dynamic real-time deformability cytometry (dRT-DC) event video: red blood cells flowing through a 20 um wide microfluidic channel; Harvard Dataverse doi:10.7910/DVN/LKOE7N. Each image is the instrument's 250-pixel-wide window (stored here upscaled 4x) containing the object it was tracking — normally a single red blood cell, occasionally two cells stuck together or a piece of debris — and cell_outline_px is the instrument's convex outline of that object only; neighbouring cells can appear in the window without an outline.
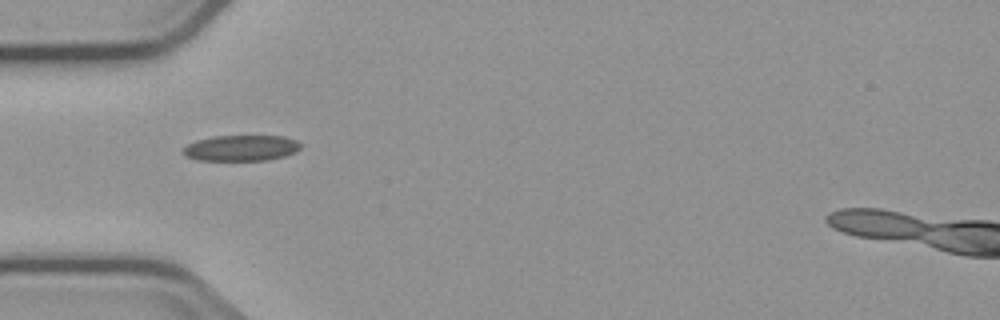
{"species": "common noctule bat (a hibernating species)", "species_latin": "Nyctalus noctula", "temperature_condition": "cold", "stored_images_in_passage": 7, "camera_frame_rate_fps": 3000, "um_per_image_px": 0.085, "animal": {"sex": "male", "body_mass_g": 23.1, "forearm_length_mm": 52.7}, "frame": {"image": 1, "passage_image": 3, "time_ms": 2.333, "image_size_px": [1000, 320], "cell_outline_px": [[300, 148], [296, 152], [284, 156], [268, 160], [196, 160], [184, 156], [180, 152], [188, 144], [196, 140], [212, 136], [284, 136], [296, 140], [300, 144]], "centroid_in_image_um": [20.46, 12.58], "position_along_channel_um": 64.5, "area_um2": 17.8}}
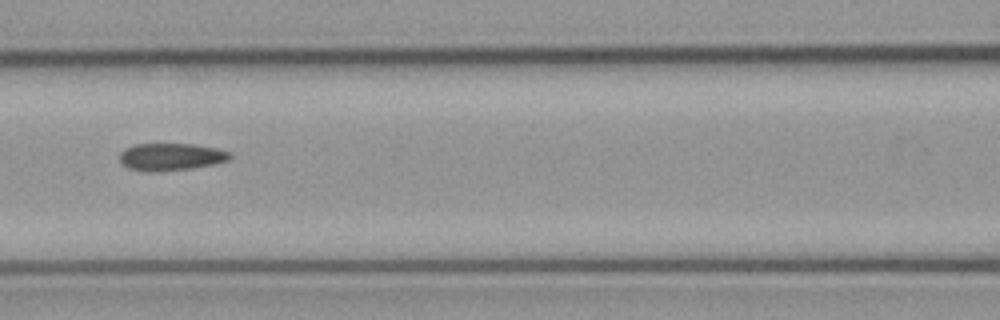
{"frame": {"image": 2, "passage_image": 5, "time_ms": 4.667, "image_size_px": [1000, 320], "cell_outline_px": [[232, 156], [228, 160], [212, 164], [192, 168], [152, 172], [148, 172], [128, 168], [120, 160], [120, 152], [124, 148], [136, 144], [192, 144], [216, 148], [232, 152]], "centroid_in_image_um": [14.53, 13.32], "position_along_channel_um": 152.1, "area_um2": 17.51}}
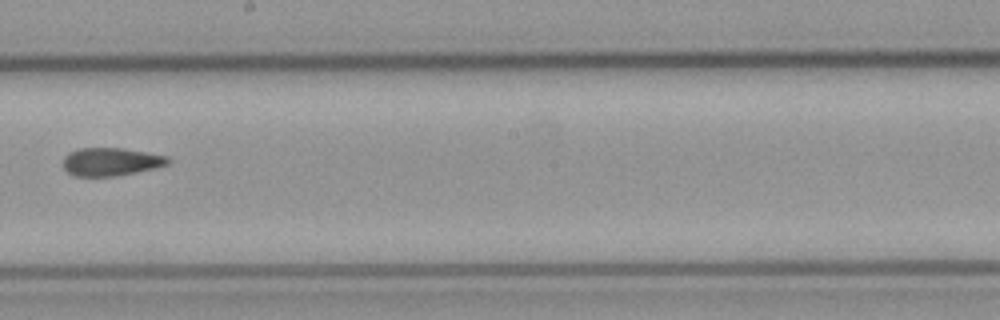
{"frame": {"image": 3, "passage_image": 7, "time_ms": 7.0, "image_size_px": [1000, 320], "cell_outline_px": [[172, 160], [168, 164], [156, 168], [116, 176], [76, 176], [68, 172], [64, 168], [64, 156], [68, 152], [80, 148], [124, 148], [168, 156]], "centroid_in_image_um": [9.45, 13.74], "position_along_channel_um": 238.7, "area_um2": 17.22}}